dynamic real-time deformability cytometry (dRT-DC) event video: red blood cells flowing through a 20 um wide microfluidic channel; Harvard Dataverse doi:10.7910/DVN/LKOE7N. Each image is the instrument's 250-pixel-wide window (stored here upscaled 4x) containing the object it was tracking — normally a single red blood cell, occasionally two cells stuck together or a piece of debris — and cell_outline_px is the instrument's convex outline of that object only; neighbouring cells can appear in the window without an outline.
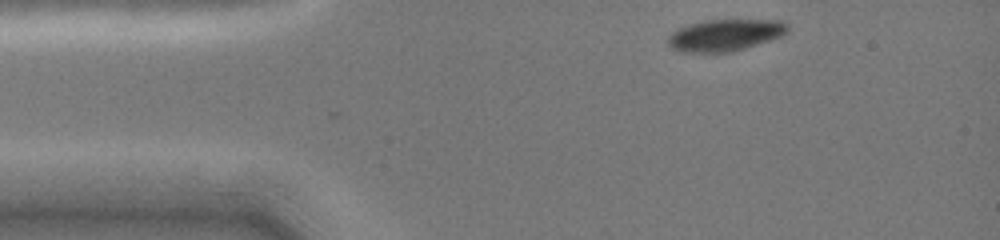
{"species": "common noctule bat (a hibernating species)", "species_latin": "Nyctalus noctula", "temperature_condition": "cold", "stored_images_in_passage": 26, "camera_frame_rate_fps": 3000, "um_per_image_px": 0.085, "animal": {"sex": "female", "body_mass_g": 19.0, "forearm_length_mm": 51.5}, "frame": {"image": 1, "passage_image": 1, "time_ms": 0.0, "image_size_px": [1000, 240], "cell_outline_px": [[788, 28], [780, 36], [732, 52], [684, 52], [672, 48], [668, 44], [668, 36], [672, 32], [680, 28], [692, 24], [708, 20], [780, 20], [788, 24]], "centroid_in_image_um": [61.61, 2.98], "position_along_channel_um": 23.4, "area_um2": 21.62}}
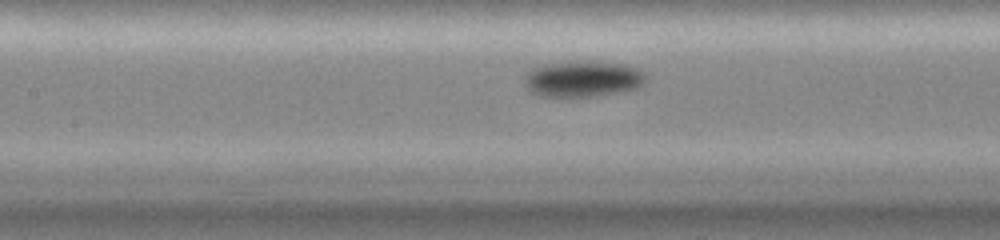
{"frame": {"image": 2, "passage_image": 11, "time_ms": 4.667, "image_size_px": [1000, 240], "cell_outline_px": [[644, 80], [636, 88], [616, 92], [592, 96], [540, 96], [532, 92], [524, 84], [524, 76], [532, 68], [540, 64], [584, 60], [596, 60], [624, 64], [636, 68], [644, 72]], "centroid_in_image_um": [49.48, 6.67], "position_along_channel_um": 157.9, "area_um2": 25.55}}
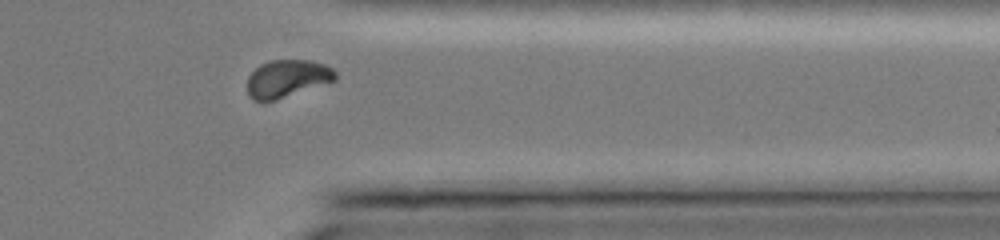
{"frame": {"image": 3, "passage_image": 22, "time_ms": 10.333, "image_size_px": [1000, 240], "cell_outline_px": [[336, 80], [276, 100], [252, 100], [248, 96], [248, 76], [260, 64], [272, 60], [312, 60], [324, 64], [332, 68], [336, 72]], "centroid_in_image_um": [24.41, 6.67], "position_along_channel_um": 387.0, "area_um2": 19.19}}